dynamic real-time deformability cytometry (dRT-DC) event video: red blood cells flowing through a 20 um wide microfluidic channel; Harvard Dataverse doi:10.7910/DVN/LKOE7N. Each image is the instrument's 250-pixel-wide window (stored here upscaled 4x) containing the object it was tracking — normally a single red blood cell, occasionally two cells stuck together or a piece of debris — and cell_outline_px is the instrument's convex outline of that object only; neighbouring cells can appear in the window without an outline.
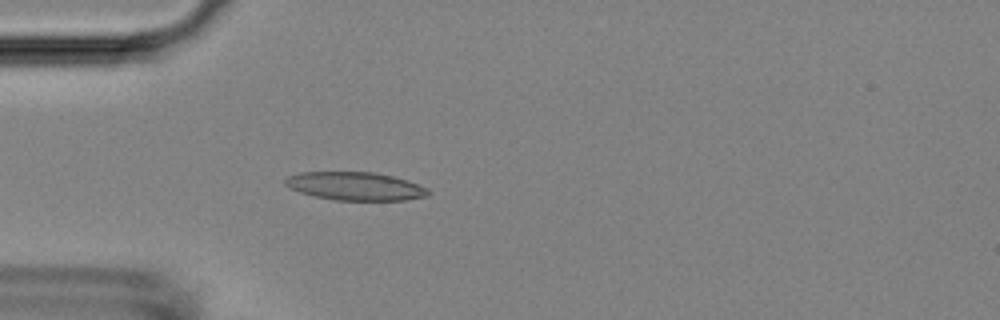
{"species": "Egyptian fruit bat (a non-hibernating species)", "species_latin": "Rousettus aegyptiacus", "temperature_condition": "room temperature", "stored_images_in_passage": 52, "camera_frame_rate_fps": 3000, "um_per_image_px": 0.085, "animal": {"sex": "female"}, "frame": {"image": 1, "passage_image": 15, "time_ms": 4.667, "image_size_px": [1000, 320], "cell_outline_px": [[432, 192], [428, 196], [404, 200], [336, 200], [316, 196], [300, 192], [288, 188], [284, 184], [284, 180], [288, 176], [300, 172], [372, 172], [392, 176], [408, 180], [428, 188]], "centroid_in_image_um": [30.21, 15.82], "position_along_channel_um": 54.8, "area_um2": 23.58}}
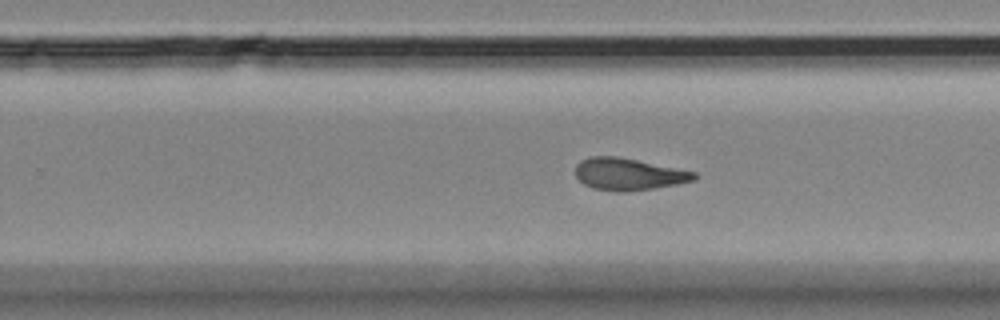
{"frame": {"image": 2, "passage_image": 33, "time_ms": 10.667, "image_size_px": [1000, 320], "cell_outline_px": [[696, 180], [676, 184], [628, 192], [616, 192], [592, 188], [584, 184], [576, 176], [576, 164], [580, 160], [592, 156], [616, 156], [696, 172]], "centroid_in_image_um": [53.39, 14.81], "position_along_channel_um": 276.4, "area_um2": 22.02}}
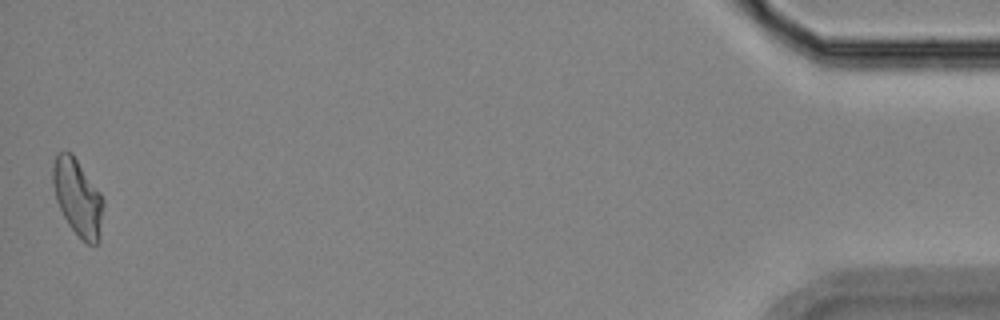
{"frame": {"image": 3, "passage_image": 52, "time_ms": 17.0, "image_size_px": [1000, 320], "cell_outline_px": [[104, 204], [100, 240], [96, 244], [88, 244], [68, 224], [56, 200], [52, 180], [52, 164], [56, 152], [64, 148], [72, 152], [100, 192], [104, 200]], "centroid_in_image_um": [6.6, 16.71], "position_along_channel_um": 428.6, "area_um2": 22.83}, "authors_computed_cell_mechanics": {"area_um2": 22.4553, "velocity_mm_per_s": 3.7943, "shape_relaxation_time_tau1_ms": null, "shape_relaxation_time_tau2_ms": 1.7667, "deformation_change_tau1": null, "deformation_change_tau2": 0.0959}}